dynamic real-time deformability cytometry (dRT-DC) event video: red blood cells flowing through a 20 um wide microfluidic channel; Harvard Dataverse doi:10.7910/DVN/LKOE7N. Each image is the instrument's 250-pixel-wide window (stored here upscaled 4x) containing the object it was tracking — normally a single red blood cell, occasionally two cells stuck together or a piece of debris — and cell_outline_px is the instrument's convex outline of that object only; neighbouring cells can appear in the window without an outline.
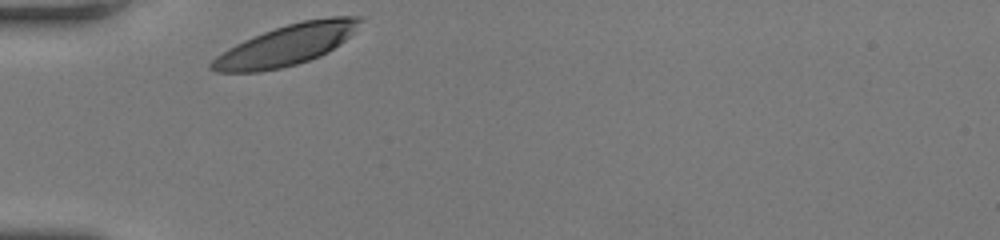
{"species": "human", "species_latin": "Homo sapiens", "temperature_condition": "room temperature", "stored_images_in_passage": 26, "camera_frame_rate_fps": 3000, "um_per_image_px": 0.085, "donor": {"sex": "female"}, "frame": {"image": 1, "passage_image": 1, "time_ms": 0.0, "image_size_px": [1000, 240], "cell_outline_px": [[364, 16], [352, 32], [340, 44], [328, 52], [320, 56], [296, 64], [280, 68], [260, 72], [216, 72], [208, 68], [208, 64], [216, 56], [228, 48], [244, 40], [264, 32], [288, 24], [304, 20], [328, 16]], "centroid_in_image_um": [24.3, 3.84], "position_along_channel_um": 60.7, "area_um2": 34.8}}
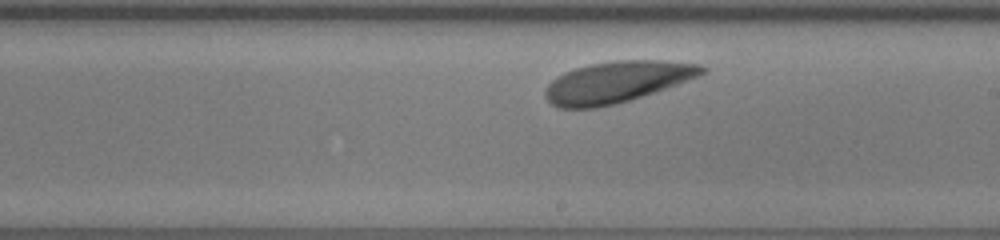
{"frame": {"image": 2, "passage_image": 15, "time_ms": 4.667, "image_size_px": [1000, 240], "cell_outline_px": [[708, 72], [700, 76], [656, 92], [616, 104], [596, 108], [560, 108], [552, 104], [544, 96], [544, 92], [548, 84], [556, 76], [576, 68], [592, 64], [616, 60], [660, 60], [700, 64], [708, 68]], "centroid_in_image_um": [52.48, 6.97], "position_along_channel_um": 236.5, "area_um2": 37.86}}
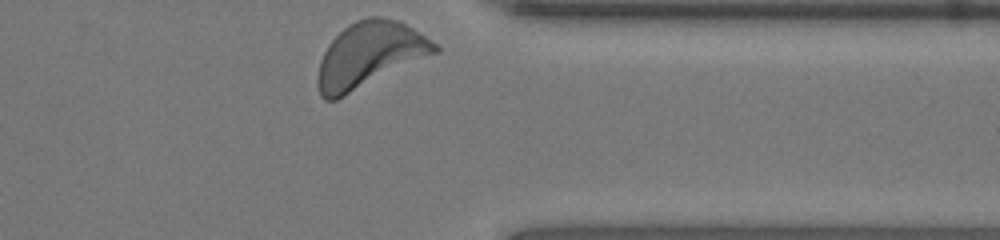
{"frame": {"image": 3, "passage_image": 26, "time_ms": 8.333, "image_size_px": [1000, 240], "cell_outline_px": [[440, 52], [336, 100], [324, 100], [320, 96], [316, 80], [320, 60], [328, 44], [348, 24], [356, 20], [368, 16], [384, 16], [400, 20], [436, 44], [440, 48]], "centroid_in_image_um": [31.41, 4.67], "position_along_channel_um": 380.0, "area_um2": 44.8}, "authors_computed_cell_mechanics": {"area_um2": 37.281, "velocity_mm_per_s": 3.9727, "shape_relaxation_time_tau1_ms": 1.1469, "shape_relaxation_time_tau2_ms": 7.7112, "deformation_change_tau1": 0.0862, "deformation_change_tau2": 0.1264}}